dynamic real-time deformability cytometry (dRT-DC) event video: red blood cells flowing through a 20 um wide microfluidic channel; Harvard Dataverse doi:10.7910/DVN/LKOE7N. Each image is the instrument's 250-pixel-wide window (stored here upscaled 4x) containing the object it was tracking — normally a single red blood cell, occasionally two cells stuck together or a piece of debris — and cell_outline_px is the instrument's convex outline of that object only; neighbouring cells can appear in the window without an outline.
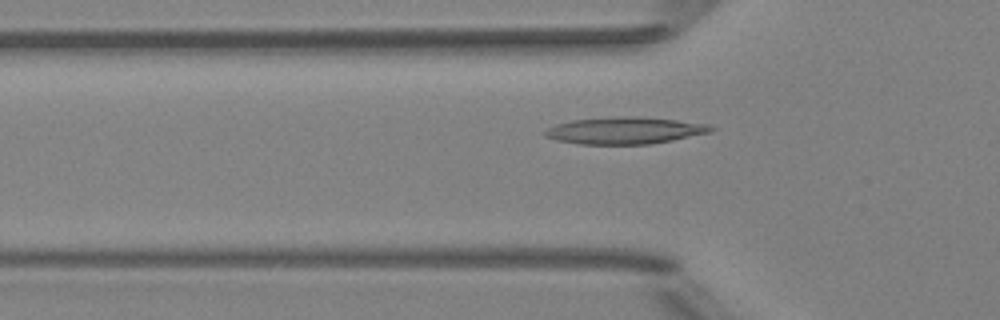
{"species": "Egyptian fruit bat (a non-hibernating species)", "species_latin": "Rousettus aegyptiacus", "temperature_condition": "room temperature", "stored_images_in_passage": 47, "camera_frame_rate_fps": 3000, "um_per_image_px": 0.085, "animal": {"sex": "female"}, "frame": {"image": 1, "passage_image": 17, "time_ms": 5.333, "image_size_px": [1000, 320], "cell_outline_px": [[716, 128], [708, 132], [672, 140], [652, 144], [580, 144], [556, 140], [544, 136], [544, 132], [548, 128], [556, 124], [572, 120], [620, 116], [632, 116], [676, 120], [712, 124]], "centroid_in_image_um": [53.11, 11.09], "position_along_channel_um": 72.7, "area_um2": 25.89}}
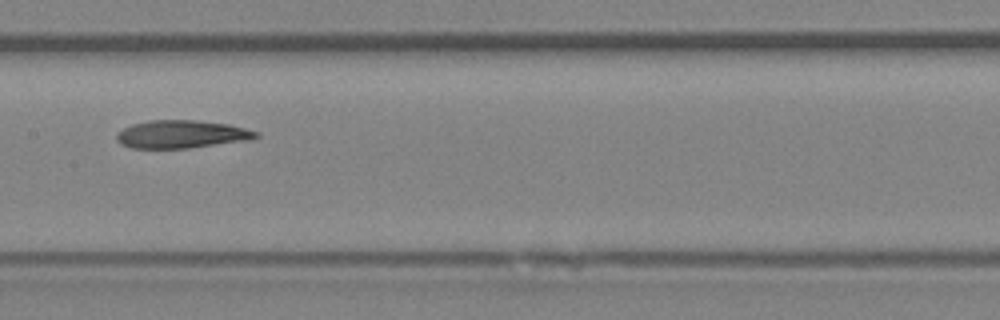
{"frame": {"image": 2, "passage_image": 26, "time_ms": 8.333, "image_size_px": [1000, 320], "cell_outline_px": [[260, 136], [252, 140], [188, 148], [132, 148], [120, 144], [116, 140], [116, 132], [132, 124], [148, 120], [196, 120], [228, 124], [260, 132]], "centroid_in_image_um": [15.44, 11.41], "position_along_channel_um": 192.0, "area_um2": 22.89}}
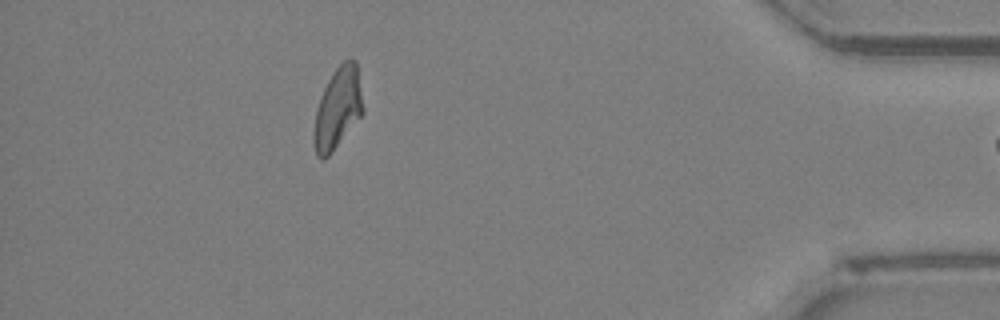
{"frame": {"image": 3, "passage_image": 46, "time_ms": 15.0, "image_size_px": [1000, 320], "cell_outline_px": [[364, 112], [332, 152], [324, 160], [320, 160], [316, 156], [312, 140], [312, 136], [316, 108], [320, 96], [328, 80], [336, 68], [344, 60], [352, 56], [356, 60], [364, 108]], "centroid_in_image_um": [28.69, 9.22], "position_along_channel_um": 406.5, "area_um2": 23.58}}